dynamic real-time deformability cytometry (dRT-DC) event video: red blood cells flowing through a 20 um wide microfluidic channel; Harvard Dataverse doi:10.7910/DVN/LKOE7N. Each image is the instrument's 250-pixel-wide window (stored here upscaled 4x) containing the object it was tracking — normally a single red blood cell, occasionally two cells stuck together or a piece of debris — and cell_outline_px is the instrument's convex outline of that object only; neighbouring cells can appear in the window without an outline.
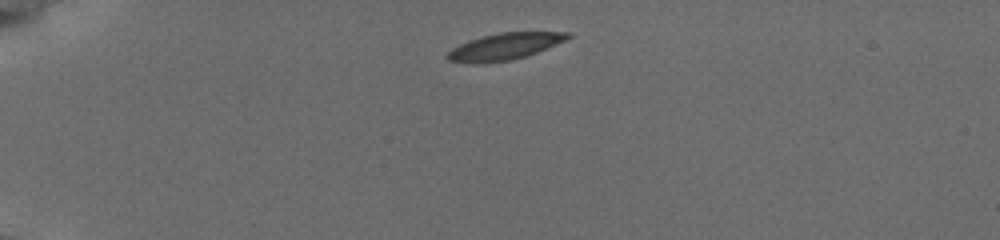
{"species": "common noctule bat (a hibernating species)", "species_latin": "Nyctalus noctula", "temperature_condition": "cold", "stored_images_in_passage": 6, "camera_frame_rate_fps": 3000, "um_per_image_px": 0.085, "animal": {"sex": "female", "body_mass_g": 19.5, "forearm_length_mm": 54.1}, "frame": {"image": 1, "passage_image": 1, "time_ms": 0.0, "image_size_px": [1000, 240], "cell_outline_px": [[572, 36], [564, 40], [536, 52], [512, 60], [484, 64], [472, 64], [448, 60], [444, 56], [452, 48], [468, 40], [500, 32], [568, 32]], "centroid_in_image_um": [42.81, 3.97], "position_along_channel_um": 42.2, "area_um2": 18.61}}
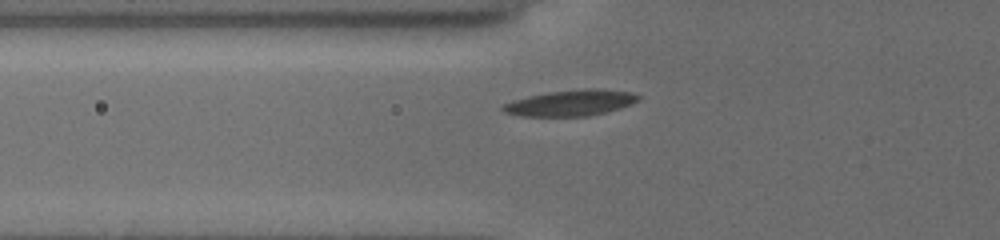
{"frame": {"image": 2, "passage_image": 4, "time_ms": 2.333, "image_size_px": [1000, 240], "cell_outline_px": [[640, 100], [632, 104], [620, 108], [588, 116], [520, 116], [504, 112], [500, 108], [504, 104], [512, 100], [528, 96], [548, 92], [584, 88], [596, 88], [632, 92], [640, 96]], "centroid_in_image_um": [48.52, 8.74], "position_along_channel_um": 77.3, "area_um2": 20.58}}
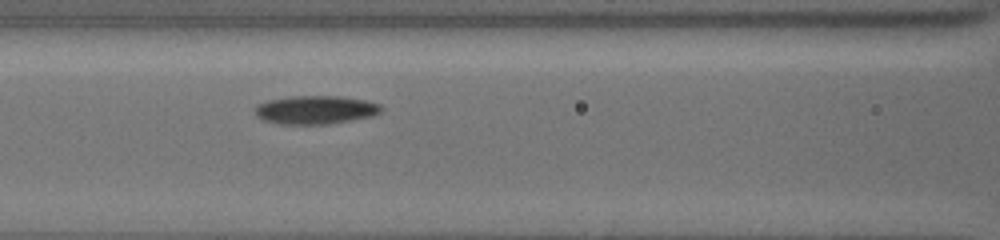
{"frame": {"image": 3, "passage_image": 6, "time_ms": 4.0, "image_size_px": [1000, 240], "cell_outline_px": [[380, 112], [372, 116], [352, 120], [328, 124], [276, 124], [264, 120], [256, 116], [256, 104], [268, 100], [288, 96], [340, 96], [364, 100], [380, 104]], "centroid_in_image_um": [26.78, 9.33], "position_along_channel_um": 139.8, "area_um2": 20.92}}